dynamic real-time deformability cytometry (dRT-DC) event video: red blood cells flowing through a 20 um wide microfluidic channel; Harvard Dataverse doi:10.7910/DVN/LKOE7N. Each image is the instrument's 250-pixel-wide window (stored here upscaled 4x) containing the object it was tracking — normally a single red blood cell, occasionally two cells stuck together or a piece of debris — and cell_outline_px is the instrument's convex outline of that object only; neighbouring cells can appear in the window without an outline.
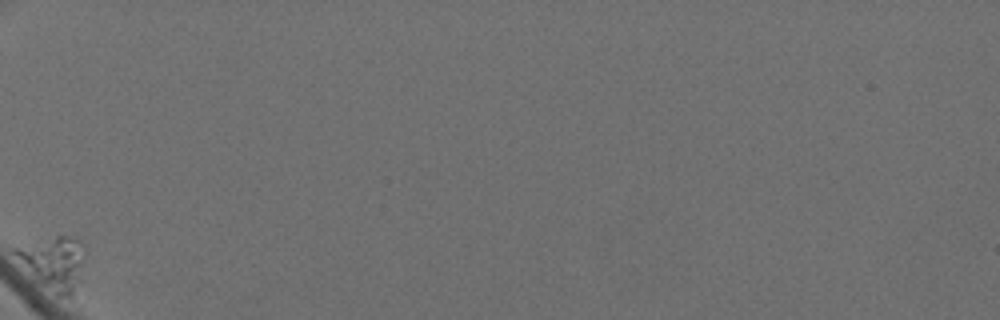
{"species": "Egyptian fruit bat (a non-hibernating species)", "species_latin": "Rousettus aegyptiacus", "temperature_condition": "cold", "stored_images_in_passage": 44, "camera_frame_rate_fps": 3000, "um_per_image_px": 0.085, "animal": {"sex": "female"}, "frame": {"image": 1, "passage_image": 1, "time_ms": 0.0, "image_size_px": [1000, 320], "cell_outline_px": [[84, 280], [72, 296], [56, 296], [12, 252], [12, 248], [56, 236], [72, 236], [80, 240], [84, 244]], "centroid_in_image_um": [4.71, 22.34], "position_along_channel_um": 80.3, "area_um2": 21.33}}
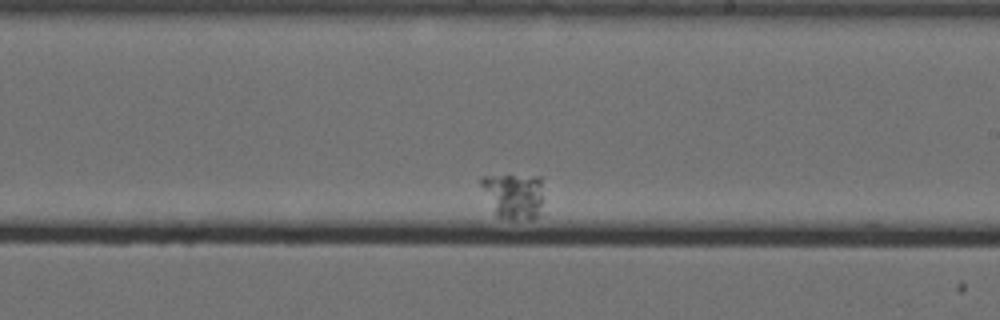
{"frame": {"image": 2, "passage_image": 26, "time_ms": 8.333, "image_size_px": [1000, 320], "cell_outline_px": [[544, 216], [532, 220], [512, 220], [496, 216], [480, 184], [480, 180], [484, 176], [544, 176]], "centroid_in_image_um": [43.81, 16.68], "position_along_channel_um": 245.2, "area_um2": 17.57}}
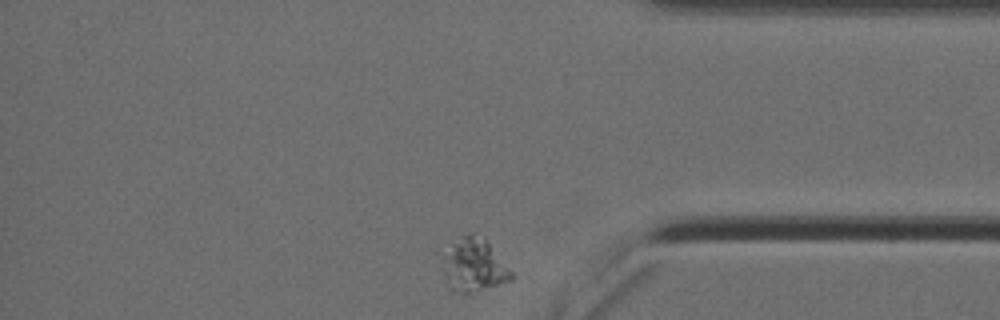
{"frame": {"image": 3, "passage_image": 44, "time_ms": 14.333, "image_size_px": [1000, 320], "cell_outline_px": [[516, 276], [512, 280], [468, 296], [460, 296], [448, 288], [444, 272], [448, 256], [452, 244], [460, 236], [468, 232], [472, 232], [484, 240], [488, 244]], "centroid_in_image_um": [40.33, 22.65], "position_along_channel_um": 394.9, "area_um2": 21.1}}